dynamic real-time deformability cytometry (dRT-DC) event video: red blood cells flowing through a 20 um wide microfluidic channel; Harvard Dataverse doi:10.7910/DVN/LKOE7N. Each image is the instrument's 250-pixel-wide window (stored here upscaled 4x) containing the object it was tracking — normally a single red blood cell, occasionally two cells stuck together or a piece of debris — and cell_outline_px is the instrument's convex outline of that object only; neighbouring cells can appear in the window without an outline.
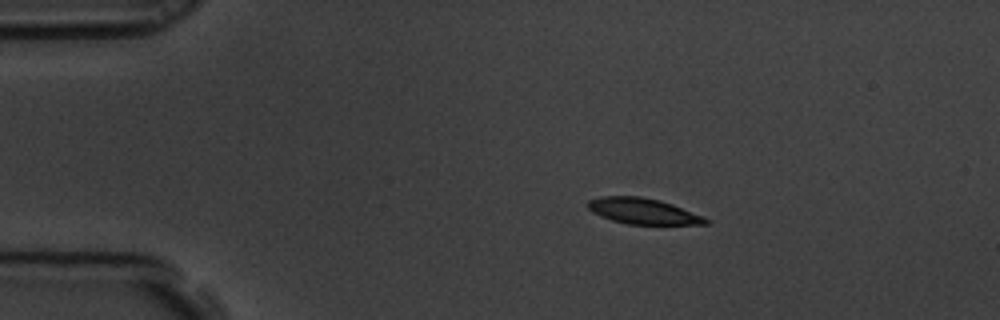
{"species": "common noctule bat (a hibernating species)", "species_latin": "Nyctalus noctula", "temperature_condition": "room temperature", "stored_images_in_passage": 49, "camera_frame_rate_fps": 3000, "um_per_image_px": 0.085, "animal": {"sex": "male", "body_mass_g": 19.5, "forearm_length_mm": 54.6}, "frame": {"image": 1, "passage_image": 1, "time_ms": 0.0, "image_size_px": [1000, 320], "cell_outline_px": [[712, 220], [708, 224], [628, 224], [612, 220], [600, 216], [592, 212], [588, 208], [588, 200], [600, 196], [640, 196], [660, 200], [672, 204], [704, 216]], "centroid_in_image_um": [54.67, 17.94], "position_along_channel_um": 30.3, "area_um2": 17.8}}
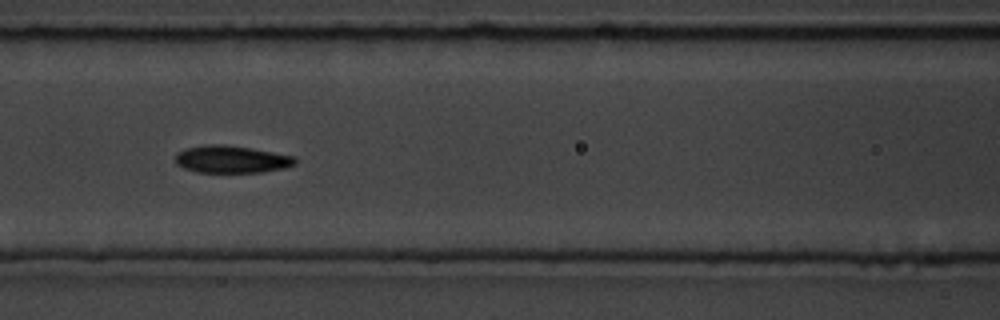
{"frame": {"image": 2, "passage_image": 16, "time_ms": 5.0, "image_size_px": [1000, 320], "cell_outline_px": [[296, 164], [284, 168], [260, 172], [196, 172], [184, 168], [176, 164], [176, 152], [184, 148], [204, 144], [224, 144], [252, 148], [296, 156]], "centroid_in_image_um": [19.66, 13.52], "position_along_channel_um": 146.9, "area_um2": 19.31}}
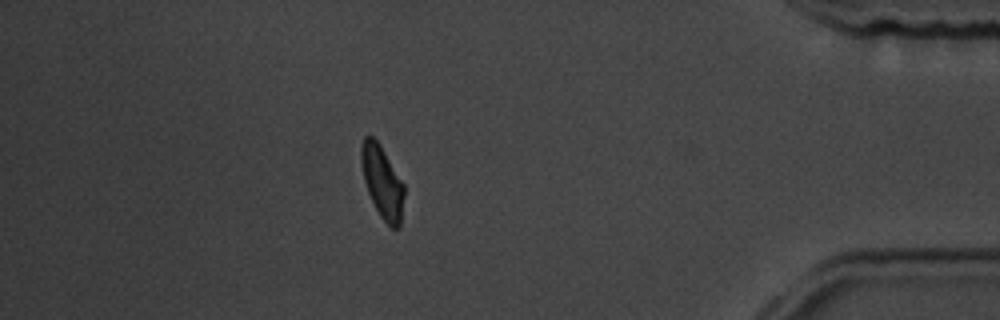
{"frame": {"image": 3, "passage_image": 42, "time_ms": 13.667, "image_size_px": [1000, 320], "cell_outline_px": [[404, 196], [400, 228], [392, 228], [380, 216], [368, 192], [364, 180], [360, 160], [360, 148], [364, 136], [372, 136], [380, 144], [404, 184]], "centroid_in_image_um": [32.49, 15.45], "position_along_channel_um": 402.7, "area_um2": 18.03}, "authors_computed_cell_mechanics": {"area_um2": 18.785, "velocity_mm_per_s": 3.4447, "shape_relaxation_time_tau1_ms": 2.6899, "shape_relaxation_time_tau2_ms": 3.9008, "deformation_change_tau1": 0.1314, "deformation_change_tau2": 0.066}}